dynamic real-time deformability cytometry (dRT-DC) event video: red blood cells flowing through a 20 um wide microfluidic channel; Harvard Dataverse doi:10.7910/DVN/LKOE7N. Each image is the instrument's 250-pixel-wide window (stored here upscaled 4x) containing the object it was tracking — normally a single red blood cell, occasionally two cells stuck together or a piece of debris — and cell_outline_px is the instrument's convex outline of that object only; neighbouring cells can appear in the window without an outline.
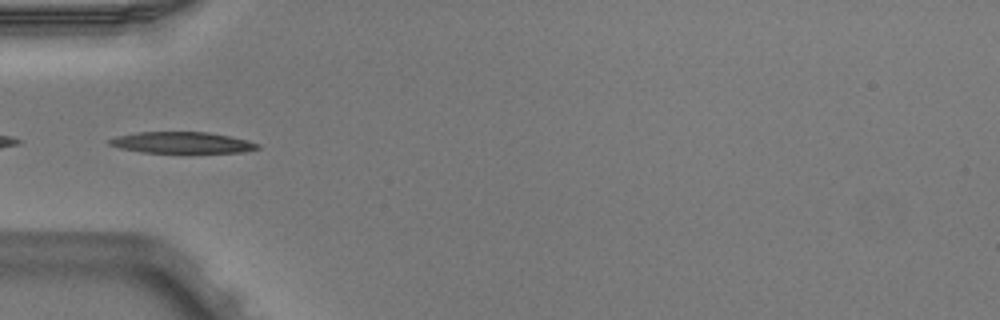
{"species": "Egyptian fruit bat (a non-hibernating species)", "species_latin": "Rousettus aegyptiacus", "temperature_condition": "warm", "stored_images_in_passage": 5, "camera_frame_rate_fps": 3000, "um_per_image_px": 0.085, "animal": {"sex": "male"}, "frame": {"image": 1, "passage_image": 5, "time_ms": 1.333, "image_size_px": [1000, 320], "cell_outline_px": [[260, 148], [244, 152], [140, 152], [120, 148], [108, 144], [108, 140], [116, 136], [136, 132], [208, 132], [248, 140], [260, 144]], "centroid_in_image_um": [15.45, 12.11], "position_along_channel_um": 69.5, "area_um2": 18.26}}